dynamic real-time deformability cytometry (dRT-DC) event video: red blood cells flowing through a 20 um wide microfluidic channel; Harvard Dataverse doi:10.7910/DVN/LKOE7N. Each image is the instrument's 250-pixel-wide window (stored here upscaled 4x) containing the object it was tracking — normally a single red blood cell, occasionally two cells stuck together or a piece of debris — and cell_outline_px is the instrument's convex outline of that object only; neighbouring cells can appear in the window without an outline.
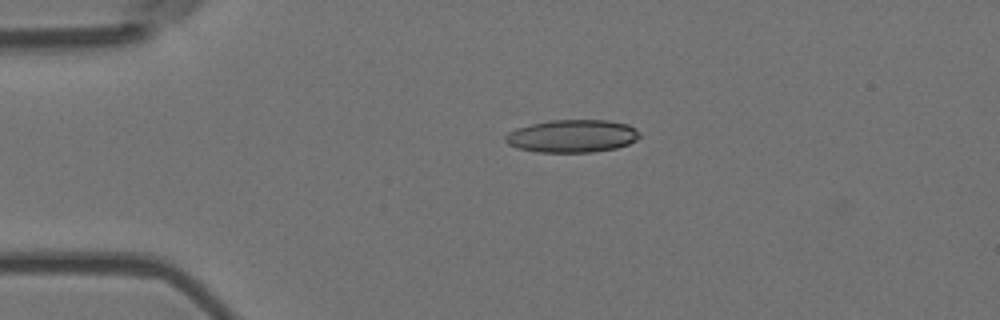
{"species": "Egyptian fruit bat (a non-hibernating species)", "species_latin": "Rousettus aegyptiacus", "temperature_condition": "room temperature", "stored_images_in_passage": 5, "camera_frame_rate_fps": 3000, "um_per_image_px": 0.085, "animal": {"sex": "female"}, "frame": {"image": 1, "passage_image": 4, "time_ms": 1.0, "image_size_px": [1000, 320], "cell_outline_px": [[640, 136], [636, 140], [628, 144], [616, 148], [592, 152], [536, 152], [520, 148], [508, 144], [504, 140], [504, 136], [508, 132], [516, 128], [548, 120], [608, 120], [628, 124], [640, 132]], "centroid_in_image_um": [48.64, 11.56], "position_along_channel_um": 36.4, "area_um2": 25.66}}